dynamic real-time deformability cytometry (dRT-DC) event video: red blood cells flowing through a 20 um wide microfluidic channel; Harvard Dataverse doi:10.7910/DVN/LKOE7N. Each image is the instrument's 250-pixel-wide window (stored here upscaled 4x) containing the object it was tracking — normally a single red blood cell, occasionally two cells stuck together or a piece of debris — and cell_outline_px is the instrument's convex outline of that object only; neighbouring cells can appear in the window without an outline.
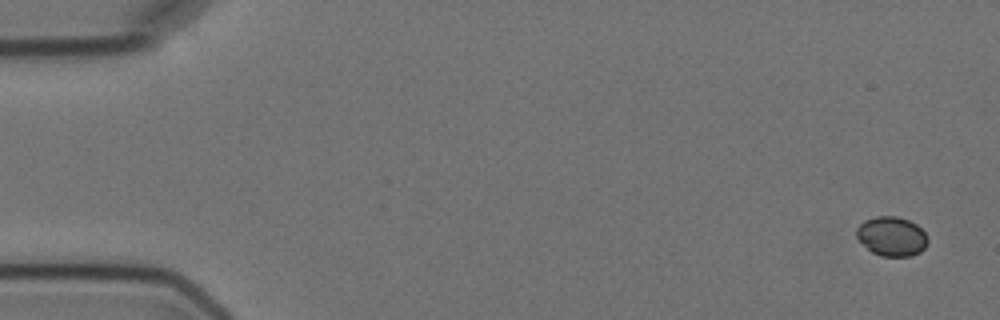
{"species": "Egyptian fruit bat (a non-hibernating species)", "species_latin": "Rousettus aegyptiacus", "temperature_condition": "cold", "stored_images_in_passage": 5, "camera_frame_rate_fps": 3000, "um_per_image_px": 0.085, "animal": {"sex": "female"}, "frame": {"image": 1, "passage_image": 1, "time_ms": 0.0, "image_size_px": [1000, 320], "cell_outline_px": [[928, 244], [920, 252], [912, 256], [880, 256], [872, 252], [856, 236], [856, 228], [864, 220], [876, 216], [896, 216], [908, 220], [916, 224], [928, 236]], "centroid_in_image_um": [75.81, 20.09], "position_along_channel_um": 9.2, "area_um2": 16.36}}
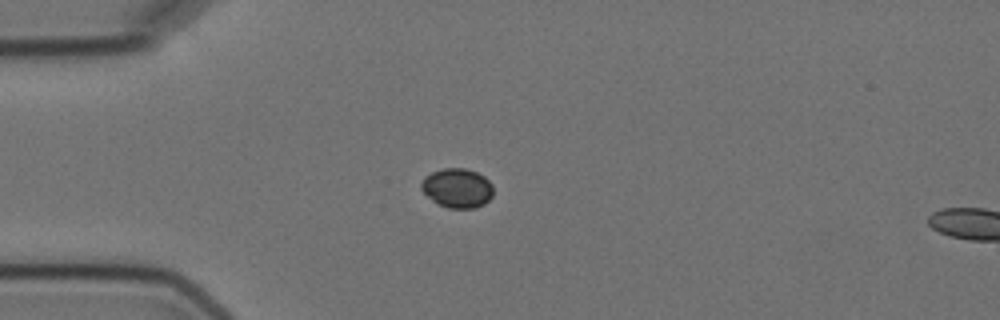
{"frame": {"image": 2, "passage_image": 4, "time_ms": 4.333, "image_size_px": [1000, 320], "cell_outline_px": [[492, 196], [484, 204], [476, 208], [448, 208], [432, 200], [420, 188], [420, 184], [424, 176], [432, 172], [444, 168], [464, 168], [476, 172], [484, 176], [492, 184]], "centroid_in_image_um": [38.86, 15.98], "position_along_channel_um": 46.1, "area_um2": 16.47}}